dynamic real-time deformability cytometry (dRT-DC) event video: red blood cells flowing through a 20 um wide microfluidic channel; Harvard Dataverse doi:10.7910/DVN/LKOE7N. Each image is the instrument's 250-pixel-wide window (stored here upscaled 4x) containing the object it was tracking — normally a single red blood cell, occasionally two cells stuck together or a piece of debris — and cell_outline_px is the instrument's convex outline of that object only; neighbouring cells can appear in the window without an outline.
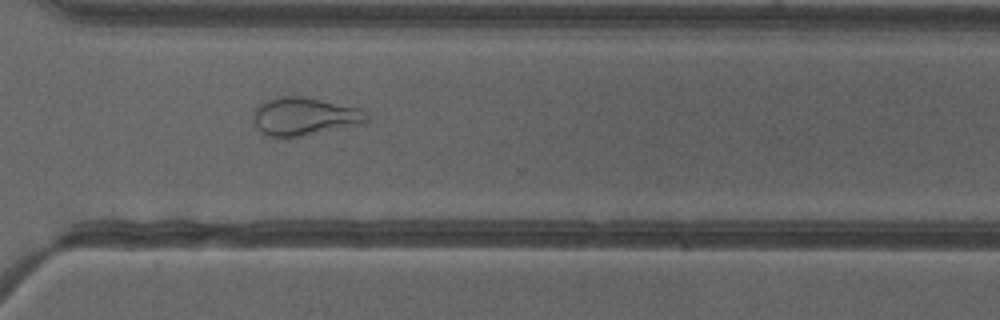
{"species": "common noctule bat (a hibernating species)", "species_latin": "Nyctalus noctula", "temperature_condition": "cold", "stored_images_in_passage": 51, "camera_frame_rate_fps": 3000, "um_per_image_px": 0.085, "animal": {"sex": "female"}, "frame": {"image": 1, "passage_image": 37, "time_ms": 12.0, "image_size_px": [1000, 320], "cell_outline_px": [[368, 120], [364, 124], [288, 140], [276, 140], [264, 136], [256, 128], [252, 120], [252, 112], [264, 100], [280, 96], [304, 96], [360, 108], [368, 116]], "centroid_in_image_um": [25.81, 9.96], "position_along_channel_um": 344.8, "area_um2": 26.41}}